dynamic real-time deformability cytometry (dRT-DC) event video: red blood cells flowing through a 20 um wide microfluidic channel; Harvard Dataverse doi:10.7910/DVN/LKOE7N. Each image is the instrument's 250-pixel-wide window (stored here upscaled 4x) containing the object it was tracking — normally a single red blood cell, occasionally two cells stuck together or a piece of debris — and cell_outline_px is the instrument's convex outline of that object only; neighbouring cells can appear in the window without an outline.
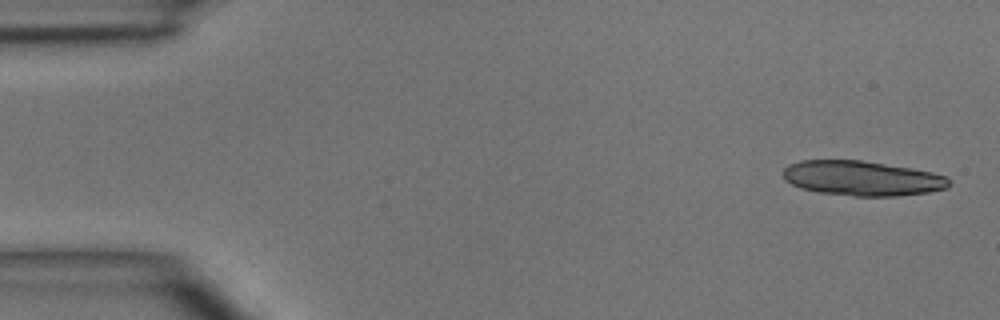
{"species": "common noctule bat (a hibernating species)", "species_latin": "Nyctalus noctula", "temperature_condition": "room temperature", "stored_images_in_passage": 4, "camera_frame_rate_fps": 3000, "um_per_image_px": 0.085, "animal": {"sex": "male", "body_mass_g": 15.6}, "frame": {"image": 1, "passage_image": 1, "time_ms": 0.0, "image_size_px": [1000, 320], "cell_outline_px": [[948, 188], [928, 192], [896, 196], [856, 196], [816, 192], [800, 188], [784, 180], [784, 168], [788, 164], [800, 160], [860, 160], [912, 168], [932, 172], [948, 176]], "centroid_in_image_um": [73.26, 15.15], "position_along_channel_um": 11.7, "area_um2": 33.76}}